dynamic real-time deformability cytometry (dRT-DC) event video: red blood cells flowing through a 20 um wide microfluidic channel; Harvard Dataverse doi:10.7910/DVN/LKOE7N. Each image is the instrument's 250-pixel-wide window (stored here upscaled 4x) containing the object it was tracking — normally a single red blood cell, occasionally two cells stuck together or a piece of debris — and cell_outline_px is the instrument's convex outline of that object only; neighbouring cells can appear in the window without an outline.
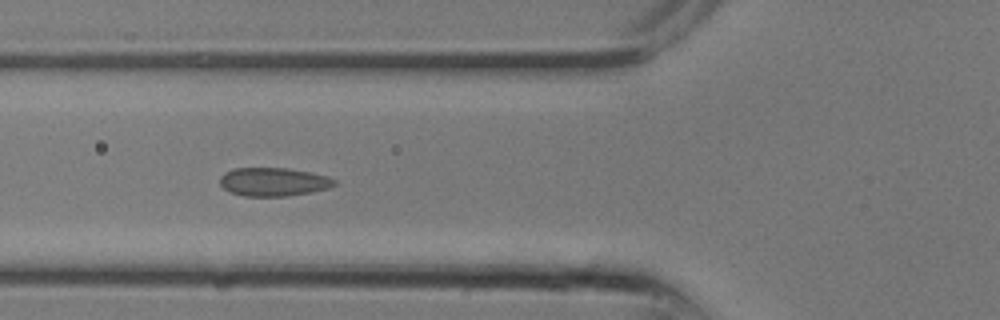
{"species": "common noctule bat (a hibernating species)", "species_latin": "Nyctalus noctula", "temperature_condition": "room temperature", "stored_images_in_passage": 12, "camera_frame_rate_fps": 3000, "um_per_image_px": 0.085, "animal": {"sex": "male", "body_mass_g": 13.3}, "frame": {"image": 1, "passage_image": 9, "time_ms": 2.667, "image_size_px": [1000, 320], "cell_outline_px": [[336, 184], [328, 188], [288, 196], [244, 196], [228, 192], [220, 184], [220, 176], [224, 172], [232, 168], [288, 168], [328, 176], [336, 180]], "centroid_in_image_um": [23.2, 15.45], "position_along_channel_um": 102.6, "area_um2": 19.02}}
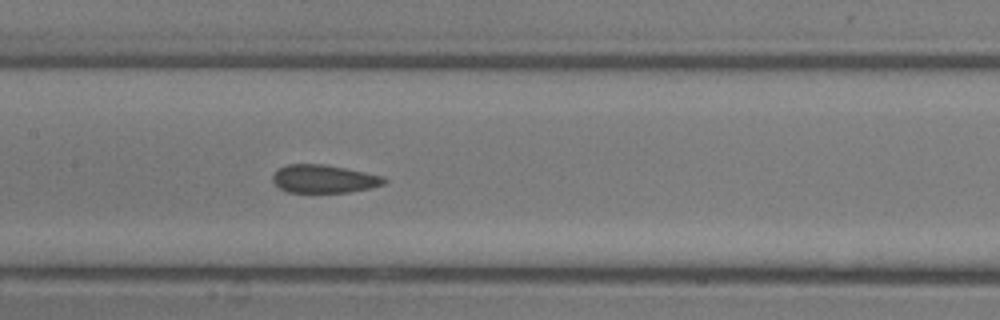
{"frame": {"image": 2, "passage_image": 12, "time_ms": 3.667, "image_size_px": [1000, 320], "cell_outline_px": [[388, 180], [384, 184], [372, 188], [348, 192], [288, 192], [280, 188], [272, 180], [272, 176], [276, 168], [288, 164], [324, 164], [384, 176]], "centroid_in_image_um": [27.53, 15.2], "position_along_channel_um": 179.9, "area_um2": 18.32}}